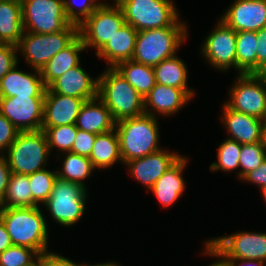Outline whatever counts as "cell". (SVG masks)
<instances>
[{
	"label": "cell",
	"mask_w": 266,
	"mask_h": 266,
	"mask_svg": "<svg viewBox=\"0 0 266 266\" xmlns=\"http://www.w3.org/2000/svg\"><path fill=\"white\" fill-rule=\"evenodd\" d=\"M190 97L182 90L162 84H155L144 98V108L153 106L157 112L171 114L183 106Z\"/></svg>",
	"instance_id": "cell-26"
},
{
	"label": "cell",
	"mask_w": 266,
	"mask_h": 266,
	"mask_svg": "<svg viewBox=\"0 0 266 266\" xmlns=\"http://www.w3.org/2000/svg\"><path fill=\"white\" fill-rule=\"evenodd\" d=\"M114 130L97 134L95 143L89 159L92 161L94 168H106L111 166L116 160H121L119 138Z\"/></svg>",
	"instance_id": "cell-29"
},
{
	"label": "cell",
	"mask_w": 266,
	"mask_h": 266,
	"mask_svg": "<svg viewBox=\"0 0 266 266\" xmlns=\"http://www.w3.org/2000/svg\"><path fill=\"white\" fill-rule=\"evenodd\" d=\"M207 253L235 260L266 261V234L239 233L207 242Z\"/></svg>",
	"instance_id": "cell-11"
},
{
	"label": "cell",
	"mask_w": 266,
	"mask_h": 266,
	"mask_svg": "<svg viewBox=\"0 0 266 266\" xmlns=\"http://www.w3.org/2000/svg\"><path fill=\"white\" fill-rule=\"evenodd\" d=\"M98 79V98L116 122L145 114L144 99L115 68H108Z\"/></svg>",
	"instance_id": "cell-4"
},
{
	"label": "cell",
	"mask_w": 266,
	"mask_h": 266,
	"mask_svg": "<svg viewBox=\"0 0 266 266\" xmlns=\"http://www.w3.org/2000/svg\"><path fill=\"white\" fill-rule=\"evenodd\" d=\"M124 24V14L117 3L113 8L102 3L78 25L79 36L85 48L92 45L98 53Z\"/></svg>",
	"instance_id": "cell-9"
},
{
	"label": "cell",
	"mask_w": 266,
	"mask_h": 266,
	"mask_svg": "<svg viewBox=\"0 0 266 266\" xmlns=\"http://www.w3.org/2000/svg\"><path fill=\"white\" fill-rule=\"evenodd\" d=\"M243 262H242V265L241 266H246V265H251V266H262L263 265V261H260V260H255V259H253V260H250V259H248V260H242ZM244 263H245V265H244Z\"/></svg>",
	"instance_id": "cell-49"
},
{
	"label": "cell",
	"mask_w": 266,
	"mask_h": 266,
	"mask_svg": "<svg viewBox=\"0 0 266 266\" xmlns=\"http://www.w3.org/2000/svg\"><path fill=\"white\" fill-rule=\"evenodd\" d=\"M263 142H264V146H265V150H266V125H265V127H264Z\"/></svg>",
	"instance_id": "cell-52"
},
{
	"label": "cell",
	"mask_w": 266,
	"mask_h": 266,
	"mask_svg": "<svg viewBox=\"0 0 266 266\" xmlns=\"http://www.w3.org/2000/svg\"><path fill=\"white\" fill-rule=\"evenodd\" d=\"M86 189L83 185L57 178L49 199L44 203L55 220L70 226L78 221L85 210Z\"/></svg>",
	"instance_id": "cell-10"
},
{
	"label": "cell",
	"mask_w": 266,
	"mask_h": 266,
	"mask_svg": "<svg viewBox=\"0 0 266 266\" xmlns=\"http://www.w3.org/2000/svg\"><path fill=\"white\" fill-rule=\"evenodd\" d=\"M7 43L3 40V38L0 36V48L5 46Z\"/></svg>",
	"instance_id": "cell-53"
},
{
	"label": "cell",
	"mask_w": 266,
	"mask_h": 266,
	"mask_svg": "<svg viewBox=\"0 0 266 266\" xmlns=\"http://www.w3.org/2000/svg\"><path fill=\"white\" fill-rule=\"evenodd\" d=\"M28 178L32 193V207L38 206L39 201L45 203L49 199L53 185L58 178L57 172L52 173L43 169L29 174Z\"/></svg>",
	"instance_id": "cell-33"
},
{
	"label": "cell",
	"mask_w": 266,
	"mask_h": 266,
	"mask_svg": "<svg viewBox=\"0 0 266 266\" xmlns=\"http://www.w3.org/2000/svg\"><path fill=\"white\" fill-rule=\"evenodd\" d=\"M0 209V220L13 245L31 248L38 254L47 252V225L38 206Z\"/></svg>",
	"instance_id": "cell-1"
},
{
	"label": "cell",
	"mask_w": 266,
	"mask_h": 266,
	"mask_svg": "<svg viewBox=\"0 0 266 266\" xmlns=\"http://www.w3.org/2000/svg\"><path fill=\"white\" fill-rule=\"evenodd\" d=\"M179 158L178 154L158 150L145 157L132 159L126 164L130 166V171L137 180L152 188Z\"/></svg>",
	"instance_id": "cell-18"
},
{
	"label": "cell",
	"mask_w": 266,
	"mask_h": 266,
	"mask_svg": "<svg viewBox=\"0 0 266 266\" xmlns=\"http://www.w3.org/2000/svg\"><path fill=\"white\" fill-rule=\"evenodd\" d=\"M241 179L259 184L261 190L266 187V157L262 164L255 170H251L245 174Z\"/></svg>",
	"instance_id": "cell-42"
},
{
	"label": "cell",
	"mask_w": 266,
	"mask_h": 266,
	"mask_svg": "<svg viewBox=\"0 0 266 266\" xmlns=\"http://www.w3.org/2000/svg\"><path fill=\"white\" fill-rule=\"evenodd\" d=\"M95 138L96 134L78 129L71 153L89 158L95 143Z\"/></svg>",
	"instance_id": "cell-38"
},
{
	"label": "cell",
	"mask_w": 266,
	"mask_h": 266,
	"mask_svg": "<svg viewBox=\"0 0 266 266\" xmlns=\"http://www.w3.org/2000/svg\"><path fill=\"white\" fill-rule=\"evenodd\" d=\"M255 74H240L237 85L231 89V101L226 105L237 112L264 119L266 88Z\"/></svg>",
	"instance_id": "cell-13"
},
{
	"label": "cell",
	"mask_w": 266,
	"mask_h": 266,
	"mask_svg": "<svg viewBox=\"0 0 266 266\" xmlns=\"http://www.w3.org/2000/svg\"><path fill=\"white\" fill-rule=\"evenodd\" d=\"M36 258V262L32 261L31 263L24 266H44V254H39Z\"/></svg>",
	"instance_id": "cell-48"
},
{
	"label": "cell",
	"mask_w": 266,
	"mask_h": 266,
	"mask_svg": "<svg viewBox=\"0 0 266 266\" xmlns=\"http://www.w3.org/2000/svg\"><path fill=\"white\" fill-rule=\"evenodd\" d=\"M98 98L85 101L76 121L77 129L93 134H103L114 130L116 121L107 106L101 103L98 106L95 101Z\"/></svg>",
	"instance_id": "cell-21"
},
{
	"label": "cell",
	"mask_w": 266,
	"mask_h": 266,
	"mask_svg": "<svg viewBox=\"0 0 266 266\" xmlns=\"http://www.w3.org/2000/svg\"><path fill=\"white\" fill-rule=\"evenodd\" d=\"M255 75L263 82V85L266 88V64L262 66Z\"/></svg>",
	"instance_id": "cell-47"
},
{
	"label": "cell",
	"mask_w": 266,
	"mask_h": 266,
	"mask_svg": "<svg viewBox=\"0 0 266 266\" xmlns=\"http://www.w3.org/2000/svg\"><path fill=\"white\" fill-rule=\"evenodd\" d=\"M234 31H258L266 27V0H236L222 17Z\"/></svg>",
	"instance_id": "cell-16"
},
{
	"label": "cell",
	"mask_w": 266,
	"mask_h": 266,
	"mask_svg": "<svg viewBox=\"0 0 266 266\" xmlns=\"http://www.w3.org/2000/svg\"><path fill=\"white\" fill-rule=\"evenodd\" d=\"M185 27H164L138 31L133 61L154 67L175 56V50L186 37Z\"/></svg>",
	"instance_id": "cell-6"
},
{
	"label": "cell",
	"mask_w": 266,
	"mask_h": 266,
	"mask_svg": "<svg viewBox=\"0 0 266 266\" xmlns=\"http://www.w3.org/2000/svg\"><path fill=\"white\" fill-rule=\"evenodd\" d=\"M16 45L6 44L0 48V80L17 64Z\"/></svg>",
	"instance_id": "cell-39"
},
{
	"label": "cell",
	"mask_w": 266,
	"mask_h": 266,
	"mask_svg": "<svg viewBox=\"0 0 266 266\" xmlns=\"http://www.w3.org/2000/svg\"><path fill=\"white\" fill-rule=\"evenodd\" d=\"M262 192H263V195H264V198H265V201H266V187L262 189Z\"/></svg>",
	"instance_id": "cell-54"
},
{
	"label": "cell",
	"mask_w": 266,
	"mask_h": 266,
	"mask_svg": "<svg viewBox=\"0 0 266 266\" xmlns=\"http://www.w3.org/2000/svg\"><path fill=\"white\" fill-rule=\"evenodd\" d=\"M241 147L242 144L232 139L223 142L218 149V163H212L211 170L230 171L239 167Z\"/></svg>",
	"instance_id": "cell-35"
},
{
	"label": "cell",
	"mask_w": 266,
	"mask_h": 266,
	"mask_svg": "<svg viewBox=\"0 0 266 266\" xmlns=\"http://www.w3.org/2000/svg\"><path fill=\"white\" fill-rule=\"evenodd\" d=\"M63 164V172L57 171L58 178L83 186L84 184L80 180L88 177L94 168L88 157L71 152H68Z\"/></svg>",
	"instance_id": "cell-32"
},
{
	"label": "cell",
	"mask_w": 266,
	"mask_h": 266,
	"mask_svg": "<svg viewBox=\"0 0 266 266\" xmlns=\"http://www.w3.org/2000/svg\"><path fill=\"white\" fill-rule=\"evenodd\" d=\"M224 119H222L229 133L230 139L240 144H252L263 141L265 122L257 117L246 115L230 109L224 105Z\"/></svg>",
	"instance_id": "cell-19"
},
{
	"label": "cell",
	"mask_w": 266,
	"mask_h": 266,
	"mask_svg": "<svg viewBox=\"0 0 266 266\" xmlns=\"http://www.w3.org/2000/svg\"><path fill=\"white\" fill-rule=\"evenodd\" d=\"M44 131L49 148L56 146L61 150L71 152L77 135L76 124L41 128Z\"/></svg>",
	"instance_id": "cell-34"
},
{
	"label": "cell",
	"mask_w": 266,
	"mask_h": 266,
	"mask_svg": "<svg viewBox=\"0 0 266 266\" xmlns=\"http://www.w3.org/2000/svg\"><path fill=\"white\" fill-rule=\"evenodd\" d=\"M266 157V150L264 142H257L252 144H242L239 166L242 167V172L238 175L243 177L245 174L251 170L257 169Z\"/></svg>",
	"instance_id": "cell-36"
},
{
	"label": "cell",
	"mask_w": 266,
	"mask_h": 266,
	"mask_svg": "<svg viewBox=\"0 0 266 266\" xmlns=\"http://www.w3.org/2000/svg\"><path fill=\"white\" fill-rule=\"evenodd\" d=\"M10 175L11 169L8 165L7 159L0 156V202L5 195Z\"/></svg>",
	"instance_id": "cell-43"
},
{
	"label": "cell",
	"mask_w": 266,
	"mask_h": 266,
	"mask_svg": "<svg viewBox=\"0 0 266 266\" xmlns=\"http://www.w3.org/2000/svg\"><path fill=\"white\" fill-rule=\"evenodd\" d=\"M44 98L28 96L0 98V113L19 132L39 131L43 122Z\"/></svg>",
	"instance_id": "cell-12"
},
{
	"label": "cell",
	"mask_w": 266,
	"mask_h": 266,
	"mask_svg": "<svg viewBox=\"0 0 266 266\" xmlns=\"http://www.w3.org/2000/svg\"><path fill=\"white\" fill-rule=\"evenodd\" d=\"M257 34V71L266 64V27L256 31Z\"/></svg>",
	"instance_id": "cell-41"
},
{
	"label": "cell",
	"mask_w": 266,
	"mask_h": 266,
	"mask_svg": "<svg viewBox=\"0 0 266 266\" xmlns=\"http://www.w3.org/2000/svg\"><path fill=\"white\" fill-rule=\"evenodd\" d=\"M121 7L125 23L137 31L164 27H186L178 23L177 10L169 0H115Z\"/></svg>",
	"instance_id": "cell-5"
},
{
	"label": "cell",
	"mask_w": 266,
	"mask_h": 266,
	"mask_svg": "<svg viewBox=\"0 0 266 266\" xmlns=\"http://www.w3.org/2000/svg\"><path fill=\"white\" fill-rule=\"evenodd\" d=\"M157 84L182 89L190 98L193 91L187 87V70L183 61L175 56L161 61L153 67Z\"/></svg>",
	"instance_id": "cell-28"
},
{
	"label": "cell",
	"mask_w": 266,
	"mask_h": 266,
	"mask_svg": "<svg viewBox=\"0 0 266 266\" xmlns=\"http://www.w3.org/2000/svg\"><path fill=\"white\" fill-rule=\"evenodd\" d=\"M138 31L130 24L125 23L105 46L96 53L110 62L111 68L118 63L131 60L136 43Z\"/></svg>",
	"instance_id": "cell-22"
},
{
	"label": "cell",
	"mask_w": 266,
	"mask_h": 266,
	"mask_svg": "<svg viewBox=\"0 0 266 266\" xmlns=\"http://www.w3.org/2000/svg\"><path fill=\"white\" fill-rule=\"evenodd\" d=\"M19 130L0 113V150L9 148L15 141Z\"/></svg>",
	"instance_id": "cell-40"
},
{
	"label": "cell",
	"mask_w": 266,
	"mask_h": 266,
	"mask_svg": "<svg viewBox=\"0 0 266 266\" xmlns=\"http://www.w3.org/2000/svg\"><path fill=\"white\" fill-rule=\"evenodd\" d=\"M23 30L30 33L51 34L61 32L71 23L78 25V14L73 3L66 0H20ZM32 31V32H31Z\"/></svg>",
	"instance_id": "cell-2"
},
{
	"label": "cell",
	"mask_w": 266,
	"mask_h": 266,
	"mask_svg": "<svg viewBox=\"0 0 266 266\" xmlns=\"http://www.w3.org/2000/svg\"><path fill=\"white\" fill-rule=\"evenodd\" d=\"M224 260L223 261H220V262H217V263L215 262L211 266H236V264L234 262H232L230 259L224 257Z\"/></svg>",
	"instance_id": "cell-50"
},
{
	"label": "cell",
	"mask_w": 266,
	"mask_h": 266,
	"mask_svg": "<svg viewBox=\"0 0 266 266\" xmlns=\"http://www.w3.org/2000/svg\"><path fill=\"white\" fill-rule=\"evenodd\" d=\"M44 266H81L54 253H44Z\"/></svg>",
	"instance_id": "cell-44"
},
{
	"label": "cell",
	"mask_w": 266,
	"mask_h": 266,
	"mask_svg": "<svg viewBox=\"0 0 266 266\" xmlns=\"http://www.w3.org/2000/svg\"><path fill=\"white\" fill-rule=\"evenodd\" d=\"M84 49V43L78 36L69 46L54 55L40 71L44 85L48 87L59 76L79 65L78 52Z\"/></svg>",
	"instance_id": "cell-23"
},
{
	"label": "cell",
	"mask_w": 266,
	"mask_h": 266,
	"mask_svg": "<svg viewBox=\"0 0 266 266\" xmlns=\"http://www.w3.org/2000/svg\"><path fill=\"white\" fill-rule=\"evenodd\" d=\"M257 34L254 31L236 32V68L240 74L257 72Z\"/></svg>",
	"instance_id": "cell-30"
},
{
	"label": "cell",
	"mask_w": 266,
	"mask_h": 266,
	"mask_svg": "<svg viewBox=\"0 0 266 266\" xmlns=\"http://www.w3.org/2000/svg\"><path fill=\"white\" fill-rule=\"evenodd\" d=\"M23 73L16 70V65L0 80V98L15 96L45 97L46 86L44 85L41 73Z\"/></svg>",
	"instance_id": "cell-20"
},
{
	"label": "cell",
	"mask_w": 266,
	"mask_h": 266,
	"mask_svg": "<svg viewBox=\"0 0 266 266\" xmlns=\"http://www.w3.org/2000/svg\"><path fill=\"white\" fill-rule=\"evenodd\" d=\"M114 68L143 99L156 84L154 69L151 66L127 60L118 63Z\"/></svg>",
	"instance_id": "cell-27"
},
{
	"label": "cell",
	"mask_w": 266,
	"mask_h": 266,
	"mask_svg": "<svg viewBox=\"0 0 266 266\" xmlns=\"http://www.w3.org/2000/svg\"><path fill=\"white\" fill-rule=\"evenodd\" d=\"M82 266H85V265H82ZM93 266H118V265L113 264V263H106V264L104 263V264H98V265H93Z\"/></svg>",
	"instance_id": "cell-51"
},
{
	"label": "cell",
	"mask_w": 266,
	"mask_h": 266,
	"mask_svg": "<svg viewBox=\"0 0 266 266\" xmlns=\"http://www.w3.org/2000/svg\"><path fill=\"white\" fill-rule=\"evenodd\" d=\"M8 165L11 173L29 175L43 170L50 148L43 130L19 132L9 146Z\"/></svg>",
	"instance_id": "cell-7"
},
{
	"label": "cell",
	"mask_w": 266,
	"mask_h": 266,
	"mask_svg": "<svg viewBox=\"0 0 266 266\" xmlns=\"http://www.w3.org/2000/svg\"><path fill=\"white\" fill-rule=\"evenodd\" d=\"M122 162L145 157L159 149L158 125L148 109L138 117L126 118L116 122Z\"/></svg>",
	"instance_id": "cell-3"
},
{
	"label": "cell",
	"mask_w": 266,
	"mask_h": 266,
	"mask_svg": "<svg viewBox=\"0 0 266 266\" xmlns=\"http://www.w3.org/2000/svg\"><path fill=\"white\" fill-rule=\"evenodd\" d=\"M95 0H88V2L81 5V9H79V15H78V25L86 18H88L100 5V3H94ZM84 16L83 18H80L79 16Z\"/></svg>",
	"instance_id": "cell-45"
},
{
	"label": "cell",
	"mask_w": 266,
	"mask_h": 266,
	"mask_svg": "<svg viewBox=\"0 0 266 266\" xmlns=\"http://www.w3.org/2000/svg\"><path fill=\"white\" fill-rule=\"evenodd\" d=\"M48 88L53 93L77 97L86 101L98 98V80L91 79L80 65L59 76Z\"/></svg>",
	"instance_id": "cell-17"
},
{
	"label": "cell",
	"mask_w": 266,
	"mask_h": 266,
	"mask_svg": "<svg viewBox=\"0 0 266 266\" xmlns=\"http://www.w3.org/2000/svg\"><path fill=\"white\" fill-rule=\"evenodd\" d=\"M23 35L16 46L18 50L22 48L27 61L37 72L41 71L54 55L69 46L79 36V27L71 23L61 32L51 34L28 32L24 35L25 37Z\"/></svg>",
	"instance_id": "cell-8"
},
{
	"label": "cell",
	"mask_w": 266,
	"mask_h": 266,
	"mask_svg": "<svg viewBox=\"0 0 266 266\" xmlns=\"http://www.w3.org/2000/svg\"><path fill=\"white\" fill-rule=\"evenodd\" d=\"M13 245L4 223L0 220V253Z\"/></svg>",
	"instance_id": "cell-46"
},
{
	"label": "cell",
	"mask_w": 266,
	"mask_h": 266,
	"mask_svg": "<svg viewBox=\"0 0 266 266\" xmlns=\"http://www.w3.org/2000/svg\"><path fill=\"white\" fill-rule=\"evenodd\" d=\"M209 63L219 69L236 67V31L220 21L214 32L206 38L202 50Z\"/></svg>",
	"instance_id": "cell-14"
},
{
	"label": "cell",
	"mask_w": 266,
	"mask_h": 266,
	"mask_svg": "<svg viewBox=\"0 0 266 266\" xmlns=\"http://www.w3.org/2000/svg\"><path fill=\"white\" fill-rule=\"evenodd\" d=\"M32 254L39 255L35 250L25 247L11 245L0 253V266H24L33 261Z\"/></svg>",
	"instance_id": "cell-37"
},
{
	"label": "cell",
	"mask_w": 266,
	"mask_h": 266,
	"mask_svg": "<svg viewBox=\"0 0 266 266\" xmlns=\"http://www.w3.org/2000/svg\"><path fill=\"white\" fill-rule=\"evenodd\" d=\"M9 201V202H8ZM32 207V193L28 175L11 173L0 208Z\"/></svg>",
	"instance_id": "cell-31"
},
{
	"label": "cell",
	"mask_w": 266,
	"mask_h": 266,
	"mask_svg": "<svg viewBox=\"0 0 266 266\" xmlns=\"http://www.w3.org/2000/svg\"><path fill=\"white\" fill-rule=\"evenodd\" d=\"M85 99L53 93L45 90L43 122L41 128L76 124Z\"/></svg>",
	"instance_id": "cell-15"
},
{
	"label": "cell",
	"mask_w": 266,
	"mask_h": 266,
	"mask_svg": "<svg viewBox=\"0 0 266 266\" xmlns=\"http://www.w3.org/2000/svg\"><path fill=\"white\" fill-rule=\"evenodd\" d=\"M24 33L20 0H0V36L8 44L17 45Z\"/></svg>",
	"instance_id": "cell-25"
},
{
	"label": "cell",
	"mask_w": 266,
	"mask_h": 266,
	"mask_svg": "<svg viewBox=\"0 0 266 266\" xmlns=\"http://www.w3.org/2000/svg\"><path fill=\"white\" fill-rule=\"evenodd\" d=\"M263 121L265 122V125H266V111H265V114H264V119Z\"/></svg>",
	"instance_id": "cell-55"
},
{
	"label": "cell",
	"mask_w": 266,
	"mask_h": 266,
	"mask_svg": "<svg viewBox=\"0 0 266 266\" xmlns=\"http://www.w3.org/2000/svg\"><path fill=\"white\" fill-rule=\"evenodd\" d=\"M185 163L186 159L180 157L151 188L164 206L174 203L184 190L181 172Z\"/></svg>",
	"instance_id": "cell-24"
}]
</instances>
